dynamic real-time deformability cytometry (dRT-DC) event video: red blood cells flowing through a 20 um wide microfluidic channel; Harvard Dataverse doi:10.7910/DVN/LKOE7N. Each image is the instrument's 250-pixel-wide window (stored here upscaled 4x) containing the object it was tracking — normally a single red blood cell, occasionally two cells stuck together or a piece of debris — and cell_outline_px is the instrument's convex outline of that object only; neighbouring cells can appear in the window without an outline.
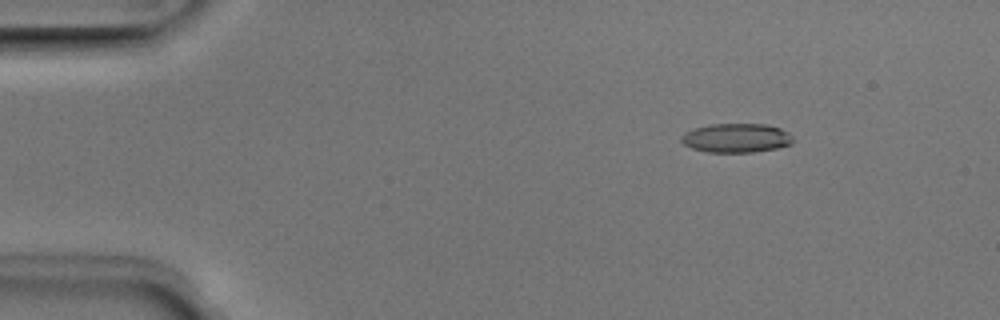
{"species": "Egyptian fruit bat (a non-hibernating species)", "species_latin": "Rousettus aegyptiacus", "temperature_condition": "room temperature", "stored_images_in_passage": 51, "camera_frame_rate_fps": 3000, "um_per_image_px": 0.085, "animal": {"sex": "male"}, "frame": {"image": 1, "passage_image": 7, "time_ms": 2.0, "image_size_px": [1000, 320], "cell_outline_px": [[796, 140], [792, 144], [776, 148], [752, 152], [708, 152], [692, 148], [684, 144], [680, 140], [680, 136], [684, 132], [708, 124], [764, 124], [780, 128], [788, 132]], "centroid_in_image_um": [62.59, 11.72], "position_along_channel_um": 22.4, "area_um2": 19.02}}
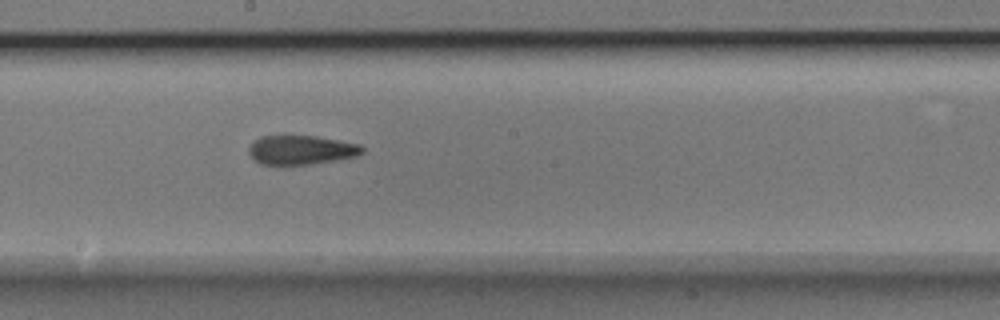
{"frame": {"image": 2, "passage_image": 28, "time_ms": 9.0, "image_size_px": [1000, 320], "cell_outline_px": [[364, 152], [356, 156], [336, 160], [312, 164], [284, 168], [260, 164], [248, 152], [248, 148], [252, 140], [260, 136], [280, 132], [316, 136], [360, 144], [364, 148]], "centroid_in_image_um": [25.49, 12.73], "position_along_channel_um": 222.7, "area_um2": 20.81}}
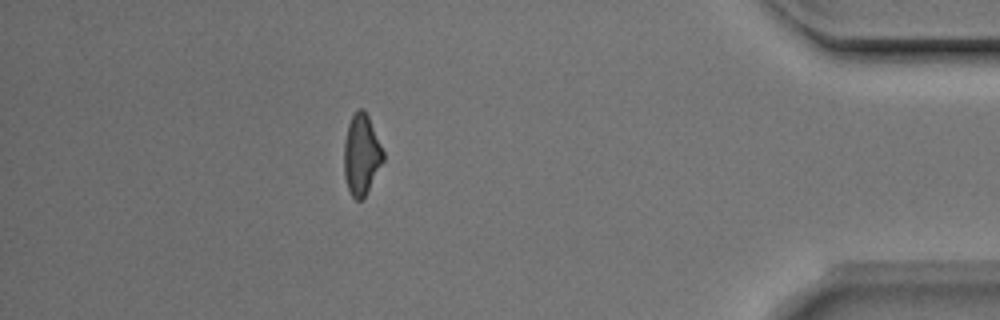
{"frame": {"image": 3, "passage_image": 45, "time_ms": 14.667, "image_size_px": [1000, 320], "cell_outline_px": [[384, 160], [364, 196], [360, 200], [356, 200], [352, 196], [348, 188], [344, 176], [344, 144], [348, 124], [352, 116], [360, 108], [364, 108], [368, 116], [384, 152]], "centroid_in_image_um": [30.71, 13.13], "position_along_channel_um": 404.5, "area_um2": 18.09}, "authors_computed_cell_mechanics": {"area_um2": 19.2474, "velocity_mm_per_s": 4.001, "shape_relaxation_time_tau1_ms": 4.4825, "shape_relaxation_time_tau2_ms": 1.7986, "deformation_change_tau1": 0.1608, "deformation_change_tau2": 0.1077}}